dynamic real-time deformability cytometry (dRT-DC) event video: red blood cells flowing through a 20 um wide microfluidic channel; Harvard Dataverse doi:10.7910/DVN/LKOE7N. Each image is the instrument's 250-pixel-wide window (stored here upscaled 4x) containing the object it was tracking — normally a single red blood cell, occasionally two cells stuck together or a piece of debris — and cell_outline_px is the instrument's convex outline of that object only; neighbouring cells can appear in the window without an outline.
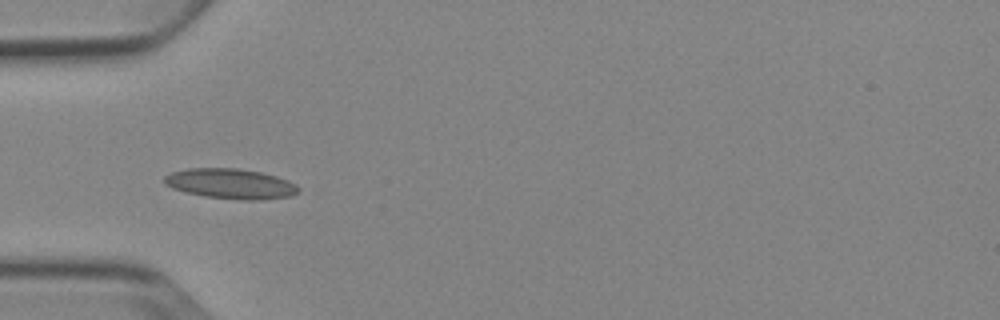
{"species": "Egyptian fruit bat (a non-hibernating species)", "species_latin": "Rousettus aegyptiacus", "temperature_condition": "cold", "stored_images_in_passage": 9, "camera_frame_rate_fps": 3000, "um_per_image_px": 0.085, "animal": {"sex": "female"}, "frame": {"image": 1, "passage_image": 6, "time_ms": 6.0, "image_size_px": [1000, 320], "cell_outline_px": [[300, 192], [292, 196], [260, 200], [240, 200], [204, 196], [184, 192], [172, 188], [164, 184], [164, 176], [172, 172], [188, 168], [236, 168], [260, 172], [276, 176], [288, 180], [296, 184], [300, 188]], "centroid_in_image_um": [19.62, 15.62], "position_along_channel_um": 65.4, "area_um2": 23.76}}
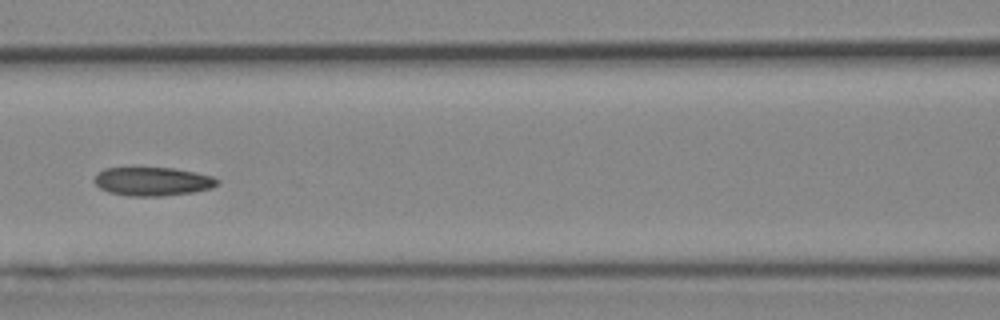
{"frame": {"image": 2, "passage_image": 8, "time_ms": 8.333, "image_size_px": [1000, 320], "cell_outline_px": [[220, 184], [212, 188], [192, 192], [160, 196], [128, 196], [108, 192], [100, 188], [92, 180], [104, 168], [176, 168], [196, 172], [212, 176], [220, 180]], "centroid_in_image_um": [13.0, 15.42], "position_along_channel_um": 153.6, "area_um2": 20.58}}
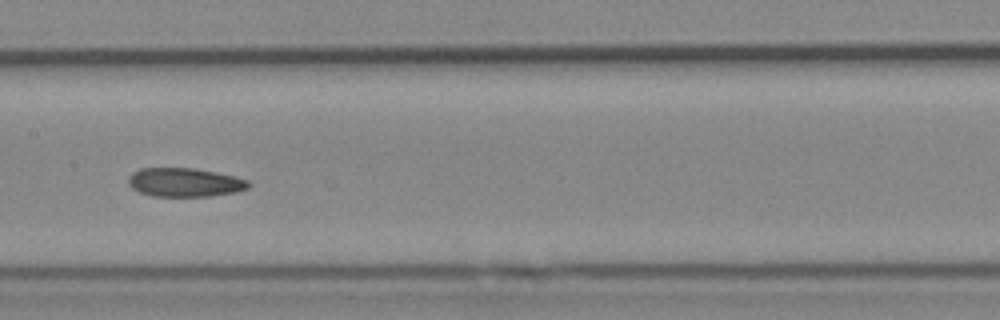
{"frame": {"image": 3, "passage_image": 9, "time_ms": 9.333, "image_size_px": [1000, 320], "cell_outline_px": [[252, 184], [248, 188], [236, 192], [208, 196], [152, 196], [140, 192], [132, 188], [128, 184], [128, 176], [132, 172], [140, 168], [192, 168], [216, 172], [236, 176], [248, 180]], "centroid_in_image_um": [15.7, 15.49], "position_along_channel_um": 191.7, "area_um2": 20.29}}